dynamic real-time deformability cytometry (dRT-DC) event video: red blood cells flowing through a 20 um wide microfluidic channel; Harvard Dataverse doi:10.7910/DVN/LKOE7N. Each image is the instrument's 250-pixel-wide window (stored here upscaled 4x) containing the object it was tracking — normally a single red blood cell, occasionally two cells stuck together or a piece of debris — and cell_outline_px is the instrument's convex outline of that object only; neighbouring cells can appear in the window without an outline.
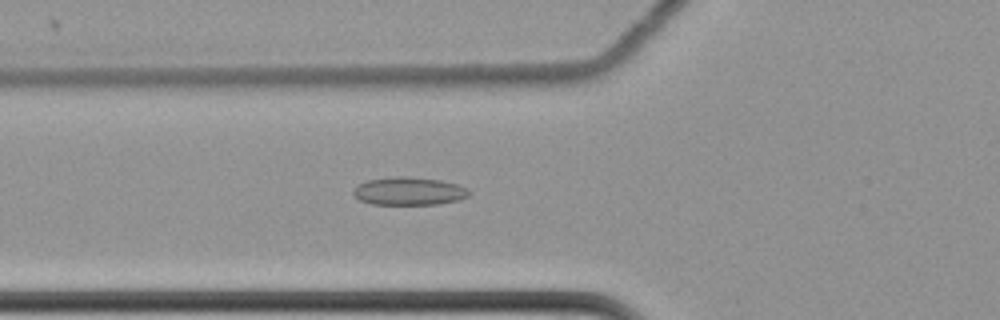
{"species": "common noctule bat (a hibernating species)", "species_latin": "Nyctalus noctula", "temperature_condition": "cold", "stored_images_in_passage": 48, "camera_frame_rate_fps": 3000, "um_per_image_px": 0.085, "animal": {"sex": "female", "body_mass_g": 22.7, "forearm_length_mm": 54.2}, "frame": {"image": 1, "passage_image": 11, "time_ms": 3.333, "image_size_px": [1000, 320], "cell_outline_px": [[472, 192], [468, 196], [460, 200], [436, 204], [372, 204], [360, 200], [352, 192], [360, 184], [368, 180], [396, 176], [404, 176], [440, 180], [456, 184], [468, 188]], "centroid_in_image_um": [34.81, 16.25], "position_along_channel_um": 91.0, "area_um2": 18.73}}
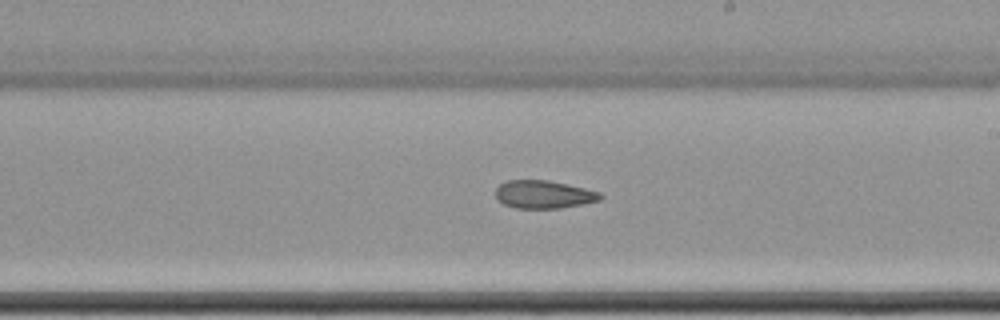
{"frame": {"image": 2, "passage_image": 24, "time_ms": 7.667, "image_size_px": [1000, 320], "cell_outline_px": [[604, 196], [600, 200], [560, 208], [516, 208], [504, 204], [496, 200], [496, 188], [500, 184], [508, 180], [548, 180], [568, 184], [600, 192]], "centroid_in_image_um": [46.2, 16.52], "position_along_channel_um": 242.8, "area_um2": 17.05}}
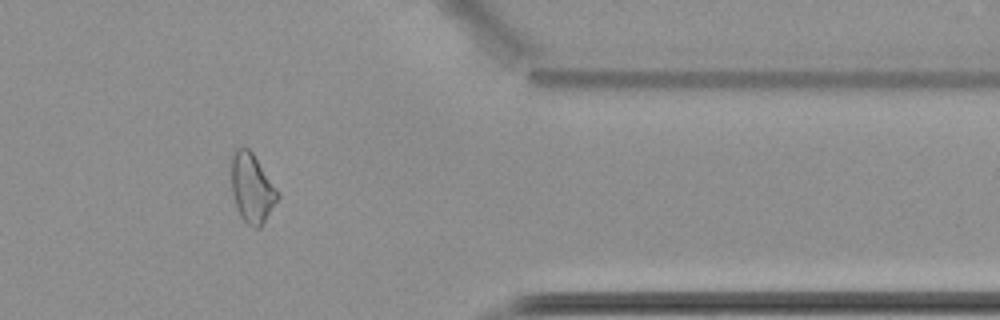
{"frame": {"image": 3, "passage_image": 38, "time_ms": 12.333, "image_size_px": [1000, 320], "cell_outline_px": [[280, 196], [260, 228], [256, 228], [248, 224], [240, 216], [236, 208], [232, 192], [232, 156], [236, 148], [248, 148], [252, 152], [276, 188]], "centroid_in_image_um": [21.41, 16.01], "position_along_channel_um": 390.0, "area_um2": 18.32}, "authors_computed_cell_mechanics": {"area_um2": 18.4671, "velocity_mm_per_s": 3.5033, "shape_relaxation_time_tau1_ms": null, "shape_relaxation_time_tau2_ms": 5.4923, "deformation_change_tau1": null, "deformation_change_tau2": 0.1123}}